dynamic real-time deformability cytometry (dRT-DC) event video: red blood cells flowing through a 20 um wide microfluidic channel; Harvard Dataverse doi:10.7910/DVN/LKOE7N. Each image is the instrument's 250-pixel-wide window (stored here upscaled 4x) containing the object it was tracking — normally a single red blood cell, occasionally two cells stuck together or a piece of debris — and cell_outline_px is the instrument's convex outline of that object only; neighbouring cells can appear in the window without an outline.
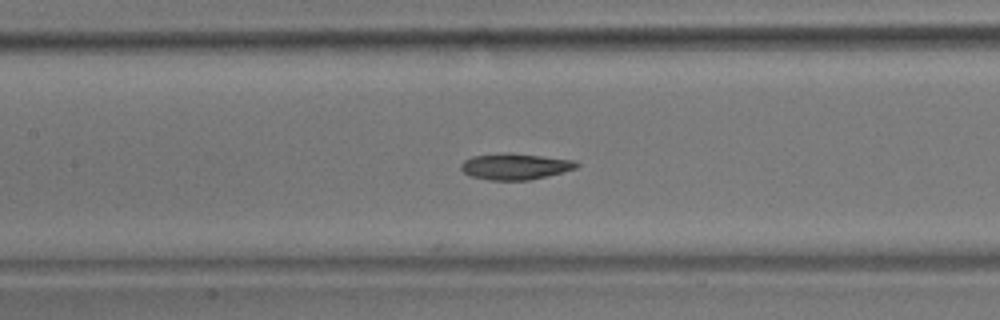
{"species": "common noctule bat (a hibernating species)", "species_latin": "Nyctalus noctula", "temperature_condition": "room temperature", "stored_images_in_passage": 9, "camera_frame_rate_fps": 3000, "um_per_image_px": 0.085, "animal": {"sex": "male", "body_mass_g": 17.9}, "frame": {"image": 1, "passage_image": 8, "time_ms": 2.333, "image_size_px": [1000, 320], "cell_outline_px": [[580, 164], [576, 168], [528, 180], [488, 180], [472, 176], [464, 172], [460, 168], [460, 164], [464, 160], [472, 156], [508, 152], [572, 160]], "centroid_in_image_um": [43.72, 14.14], "position_along_channel_um": 163.7, "area_um2": 17.34}}
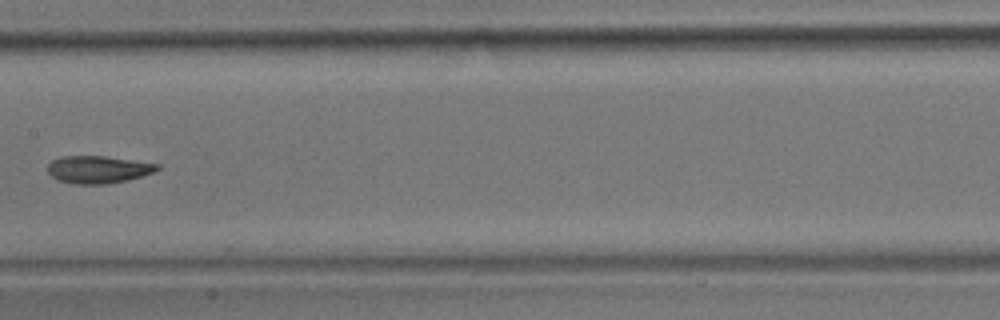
{"frame": {"image": 2, "passage_image": 9, "time_ms": 2.667, "image_size_px": [1000, 320], "cell_outline_px": [[160, 168], [152, 172], [128, 180], [108, 184], [76, 184], [60, 180], [52, 176], [48, 172], [48, 164], [52, 160], [60, 156], [104, 156], [160, 164]], "centroid_in_image_um": [8.33, 14.4], "position_along_channel_um": 199.1, "area_um2": 17.4}}